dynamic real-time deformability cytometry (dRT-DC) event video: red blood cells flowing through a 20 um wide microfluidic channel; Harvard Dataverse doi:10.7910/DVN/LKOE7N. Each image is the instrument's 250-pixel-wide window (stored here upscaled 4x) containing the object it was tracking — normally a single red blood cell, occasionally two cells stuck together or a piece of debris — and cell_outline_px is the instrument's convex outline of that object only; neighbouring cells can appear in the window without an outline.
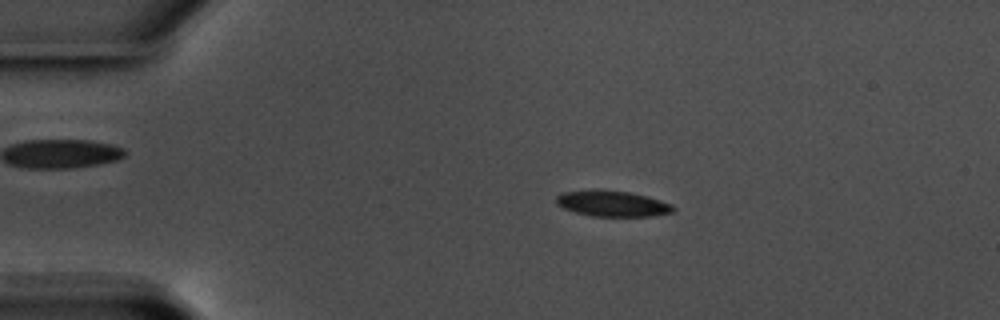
{"species": "common noctule bat (a hibernating species)", "species_latin": "Nyctalus noctula", "temperature_condition": "warm", "stored_images_in_passage": 58, "camera_frame_rate_fps": 3000, "um_per_image_px": 0.085, "animal": {"sex": "male", "body_mass_g": 17.5, "forearm_length_mm": 52.3}, "frame": {"image": 1, "passage_image": 12, "time_ms": 3.667, "image_size_px": [1000, 320], "cell_outline_px": [[676, 208], [672, 212], [652, 216], [592, 216], [576, 212], [564, 208], [556, 204], [556, 196], [564, 192], [596, 188], [600, 188], [628, 192], [648, 196], [672, 204]], "centroid_in_image_um": [52.04, 17.28], "position_along_channel_um": 33.0, "area_um2": 17.8}}
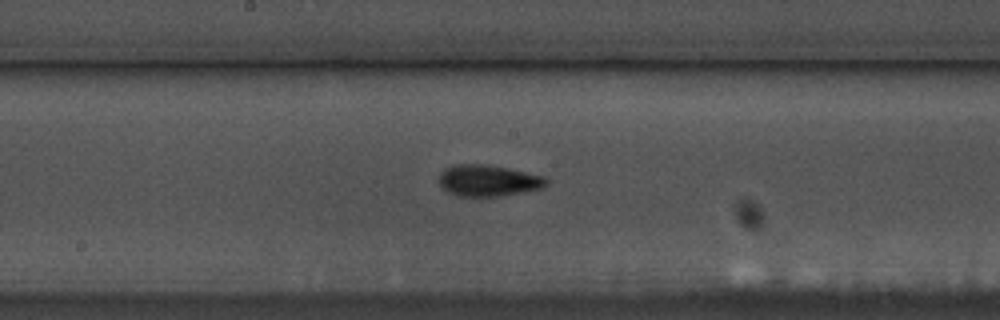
{"frame": {"image": 2, "passage_image": 31, "time_ms": 10.0, "image_size_px": [1000, 320], "cell_outline_px": [[548, 184], [540, 188], [520, 192], [496, 196], [460, 196], [448, 192], [440, 188], [440, 172], [444, 168], [452, 164], [488, 164], [544, 176], [548, 180]], "centroid_in_image_um": [41.44, 15.33], "position_along_channel_um": 206.8, "area_um2": 19.54}}
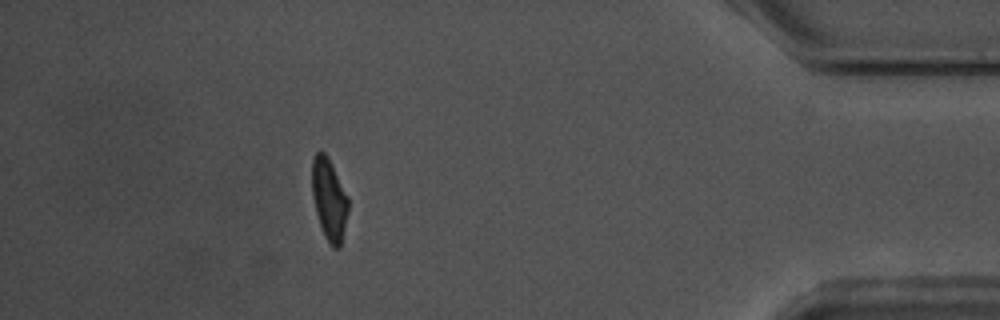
{"frame": {"image": 3, "passage_image": 52, "time_ms": 17.0, "image_size_px": [1000, 320], "cell_outline_px": [[348, 212], [340, 248], [332, 248], [324, 236], [316, 212], [312, 196], [312, 156], [316, 152], [324, 152], [328, 156], [348, 196]], "centroid_in_image_um": [27.97, 16.93], "position_along_channel_um": 407.2, "area_um2": 17.34}, "authors_computed_cell_mechanics": {"area_um2": 17.7157, "velocity_mm_per_s": 3.5476, "shape_relaxation_time_tau1_ms": 3.4753, "shape_relaxation_time_tau2_ms": 2.6621, "deformation_change_tau1": 0.1313, "deformation_change_tau2": 0.0952}}